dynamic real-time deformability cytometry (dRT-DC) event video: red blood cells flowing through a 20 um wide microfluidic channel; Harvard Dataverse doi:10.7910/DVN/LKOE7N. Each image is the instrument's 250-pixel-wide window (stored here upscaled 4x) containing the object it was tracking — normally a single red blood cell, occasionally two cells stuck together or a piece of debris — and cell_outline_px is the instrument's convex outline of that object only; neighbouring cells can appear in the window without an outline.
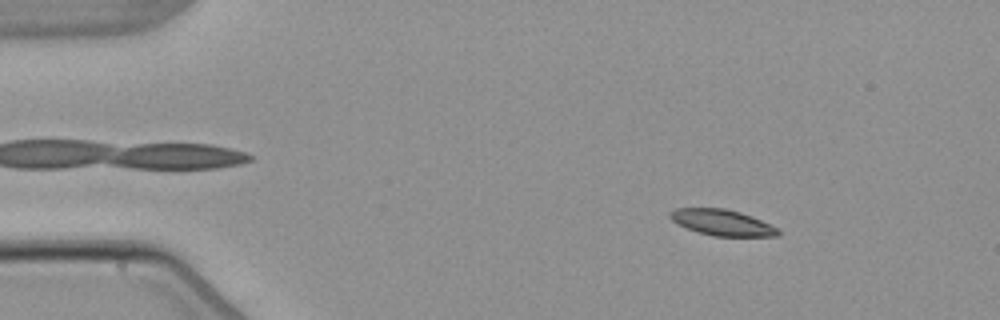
{"species": "common noctule bat (a hibernating species)", "species_latin": "Nyctalus noctula", "temperature_condition": "warm", "stored_images_in_passage": 5, "segment_of_instrument_passage": [1, 2], "camera_frame_rate_fps": 3000, "um_per_image_px": 0.085, "animal": {"sex": "male", "body_mass_g": 21.5, "forearm_length_mm": 52.0}, "frame": {"image": 1, "passage_image": 2, "time_ms": 1.333, "image_size_px": [1000, 320], "cell_outline_px": [[780, 236], [712, 236], [696, 232], [676, 224], [668, 216], [668, 212], [676, 208], [724, 208], [740, 212], [752, 216], [780, 228]], "centroid_in_image_um": [61.37, 18.92], "position_along_channel_um": 23.6, "area_um2": 16.65}}